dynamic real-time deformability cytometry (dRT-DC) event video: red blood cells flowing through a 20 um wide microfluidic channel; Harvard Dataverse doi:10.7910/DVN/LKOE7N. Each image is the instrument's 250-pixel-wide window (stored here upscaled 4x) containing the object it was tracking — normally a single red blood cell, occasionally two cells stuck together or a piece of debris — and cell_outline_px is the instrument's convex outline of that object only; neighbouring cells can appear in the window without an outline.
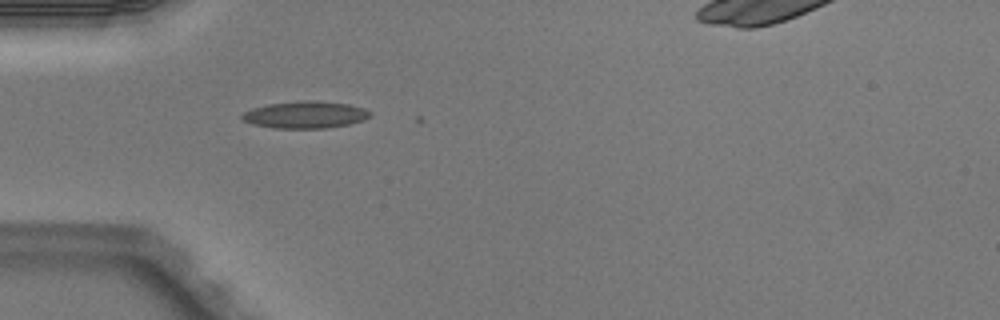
{"species": "Egyptian fruit bat (a non-hibernating species)", "species_latin": "Rousettus aegyptiacus", "temperature_condition": "warm", "stored_images_in_passage": 1, "camera_frame_rate_fps": 3000, "um_per_image_px": 0.085, "animal": {"sex": "male"}, "frame": {"image": 1, "passage_image": 1, "time_ms": 0.0, "image_size_px": [1000, 320], "cell_outline_px": [[372, 116], [364, 120], [348, 124], [324, 128], [272, 128], [252, 124], [244, 120], [240, 116], [244, 112], [252, 108], [268, 104], [304, 100], [312, 100], [348, 104], [364, 108], [372, 112]], "centroid_in_image_um": [25.96, 9.75], "position_along_channel_um": 59.0, "area_um2": 20.17}}